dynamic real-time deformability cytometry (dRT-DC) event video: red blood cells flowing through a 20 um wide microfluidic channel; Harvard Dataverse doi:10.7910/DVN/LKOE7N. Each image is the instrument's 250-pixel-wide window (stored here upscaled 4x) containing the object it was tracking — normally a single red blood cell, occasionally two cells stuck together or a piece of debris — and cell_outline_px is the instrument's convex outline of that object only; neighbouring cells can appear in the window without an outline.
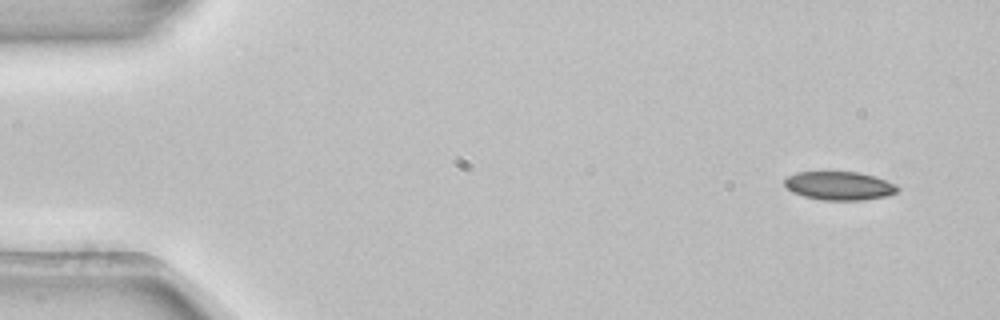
{"species": "common noctule bat (a hibernating species)", "species_latin": "Nyctalus noctula", "temperature_condition": "room temperature", "stored_images_in_passage": 5, "camera_frame_rate_fps": 3000, "um_per_image_px": 0.085, "animal": {"sex": "female", "body_mass_g": 22.7, "forearm_length_mm": 54.2}, "frame": {"image": 1, "passage_image": 1, "time_ms": 0.0, "image_size_px": [1000, 320], "cell_outline_px": [[900, 188], [896, 192], [884, 196], [864, 200], [824, 200], [804, 196], [792, 192], [784, 184], [784, 180], [788, 176], [796, 172], [860, 172], [876, 176], [896, 184]], "centroid_in_image_um": [71.35, 15.78], "position_along_channel_um": 13.6, "area_um2": 18.79}}
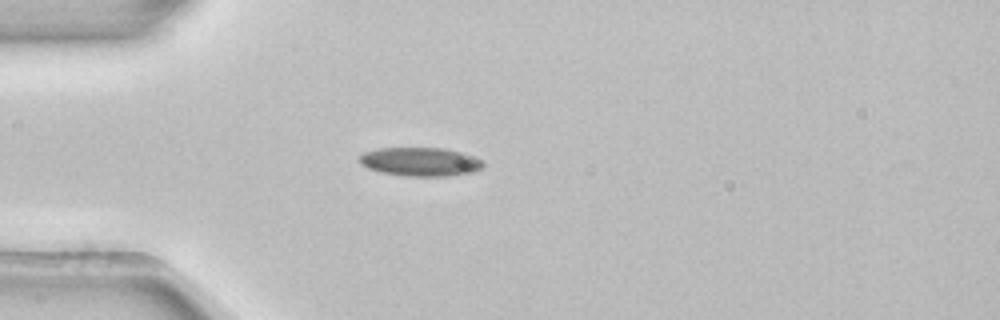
{"frame": {"image": 2, "passage_image": 4, "time_ms": 1.0, "image_size_px": [1000, 320], "cell_outline_px": [[484, 164], [480, 168], [472, 172], [448, 176], [404, 176], [380, 172], [368, 168], [360, 164], [360, 156], [364, 152], [380, 148], [444, 148], [464, 152], [480, 160]], "centroid_in_image_um": [35.71, 13.75], "position_along_channel_um": 49.3, "area_um2": 20.63}}